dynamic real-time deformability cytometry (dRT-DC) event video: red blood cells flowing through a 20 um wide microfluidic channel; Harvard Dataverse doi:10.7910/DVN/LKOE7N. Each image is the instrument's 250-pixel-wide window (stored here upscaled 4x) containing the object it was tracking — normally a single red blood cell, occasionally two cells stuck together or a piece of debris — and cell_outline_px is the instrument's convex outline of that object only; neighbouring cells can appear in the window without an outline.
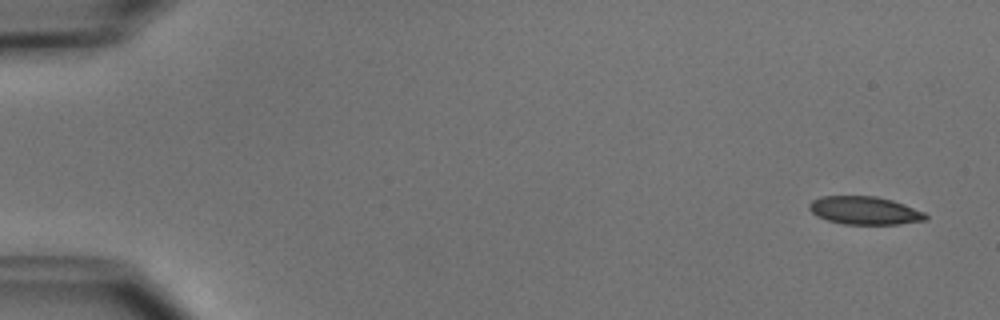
{"species": "common noctule bat (a hibernating species)", "species_latin": "Nyctalus noctula", "temperature_condition": "cold", "stored_images_in_passage": 6, "camera_frame_rate_fps": 3000, "um_per_image_px": 0.085, "animal": {"sex": "male", "body_mass_g": 15.6}, "frame": {"image": 1, "passage_image": 1, "time_ms": 0.0, "image_size_px": [1000, 320], "cell_outline_px": [[928, 216], [924, 220], [900, 224], [844, 224], [828, 220], [816, 216], [808, 208], [808, 204], [812, 200], [820, 196], [876, 196], [892, 200], [904, 204], [924, 212]], "centroid_in_image_um": [73.46, 17.88], "position_along_channel_um": 11.5, "area_um2": 19.02}}
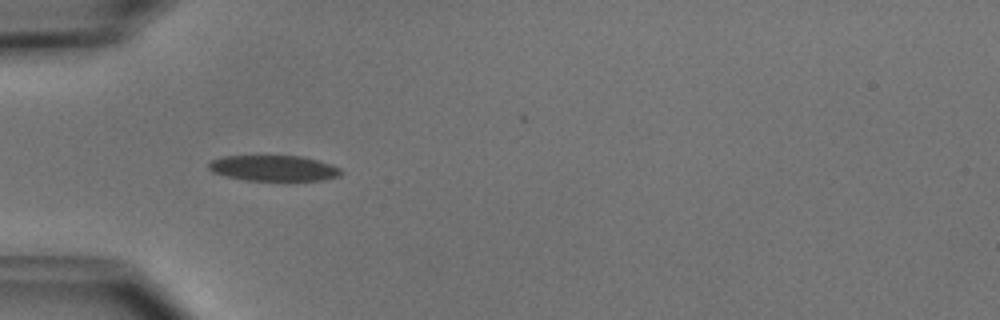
{"frame": {"image": 2, "passage_image": 5, "time_ms": 4.667, "image_size_px": [1000, 320], "cell_outline_px": [[340, 176], [324, 180], [244, 180], [224, 176], [212, 172], [208, 168], [208, 164], [212, 160], [224, 156], [304, 156], [340, 168]], "centroid_in_image_um": [23.22, 14.3], "position_along_channel_um": 61.8, "area_um2": 19.65}}